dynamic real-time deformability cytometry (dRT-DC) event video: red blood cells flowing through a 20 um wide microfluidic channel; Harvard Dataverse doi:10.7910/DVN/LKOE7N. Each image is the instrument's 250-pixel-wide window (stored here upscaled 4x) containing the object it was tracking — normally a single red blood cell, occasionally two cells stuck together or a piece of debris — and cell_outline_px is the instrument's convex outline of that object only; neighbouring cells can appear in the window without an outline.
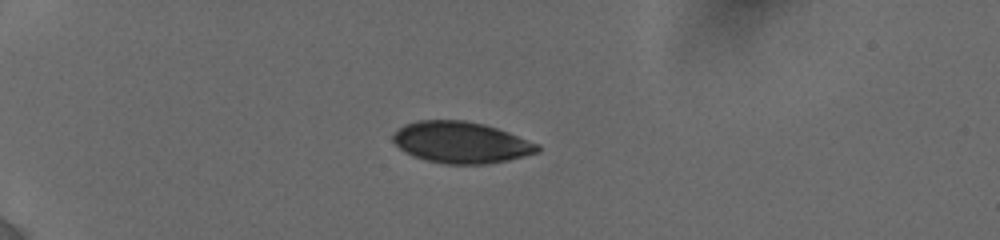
{"species": "human", "species_latin": "Homo sapiens", "temperature_condition": "cold", "stored_images_in_passage": 49, "camera_frame_rate_fps": 3000, "um_per_image_px": 0.085, "donor": {"sex": "female"}, "frame": {"image": 1, "passage_image": 1, "time_ms": 0.0, "image_size_px": [1000, 240], "cell_outline_px": [[540, 152], [508, 160], [488, 164], [444, 164], [412, 156], [400, 148], [392, 140], [392, 136], [404, 124], [416, 120], [464, 120], [484, 124], [508, 132], [540, 144]], "centroid_in_image_um": [39.21, 12.1], "position_along_channel_um": 45.8, "area_um2": 34.91}}
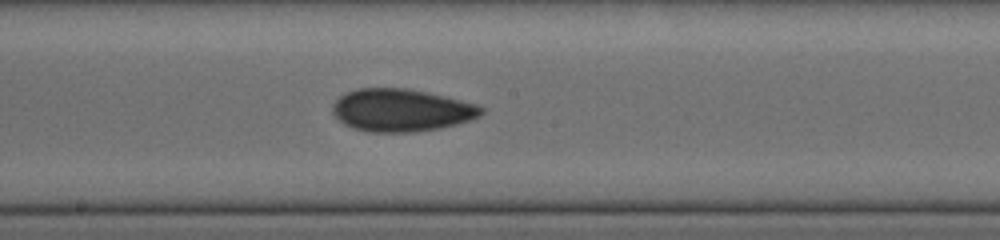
{"frame": {"image": 2, "passage_image": 18, "time_ms": 5.667, "image_size_px": [1000, 240], "cell_outline_px": [[484, 112], [480, 116], [456, 124], [440, 128], [416, 132], [368, 132], [344, 124], [332, 112], [332, 104], [340, 96], [356, 88], [408, 88], [428, 92], [476, 104], [484, 108]], "centroid_in_image_um": [34.11, 9.36], "position_along_channel_um": 214.1, "area_um2": 36.82}}
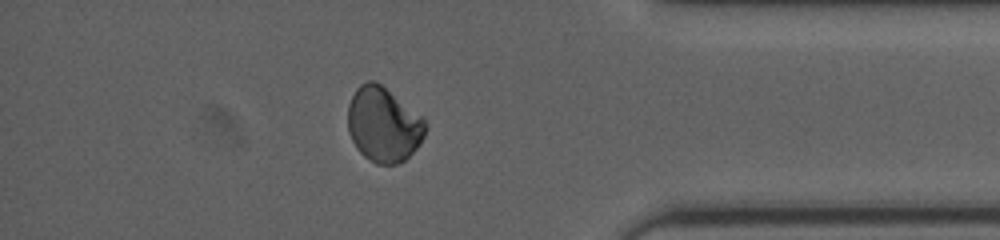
{"frame": {"image": 3, "passage_image": 36, "time_ms": 11.0, "image_size_px": [1000, 240], "cell_outline_px": [[424, 136], [420, 144], [404, 160], [396, 164], [376, 164], [364, 156], [356, 148], [348, 132], [348, 104], [356, 88], [360, 84], [368, 80], [372, 80], [380, 84], [424, 116]], "centroid_in_image_um": [32.58, 10.58], "position_along_channel_um": 402.6, "area_um2": 33.81}}